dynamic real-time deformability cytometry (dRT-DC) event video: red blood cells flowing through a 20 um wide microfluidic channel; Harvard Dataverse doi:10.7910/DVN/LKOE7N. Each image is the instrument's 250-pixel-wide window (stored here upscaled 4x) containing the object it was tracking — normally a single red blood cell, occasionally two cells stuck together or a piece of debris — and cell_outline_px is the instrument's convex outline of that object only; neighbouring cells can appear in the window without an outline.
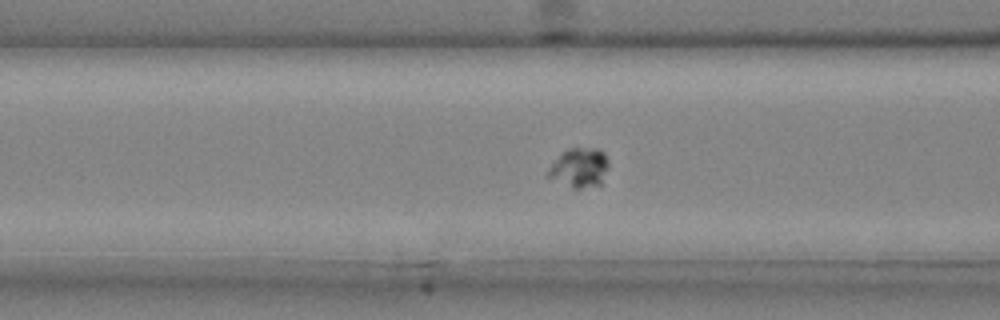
{"species": "common noctule bat (a hibernating species)", "species_latin": "Nyctalus noctula", "temperature_condition": "cold", "stored_images_in_passage": 40, "camera_frame_rate_fps": 3000, "um_per_image_px": 0.085, "animal": {"sex": "male", "body_mass_g": 20.4}, "frame": {"image": 1, "passage_image": 15, "time_ms": 4.667, "image_size_px": [1000, 320], "cell_outline_px": [[608, 168], [600, 184], [580, 188], [572, 188], [548, 176], [548, 168], [568, 148], [600, 148], [604, 152], [608, 160]], "centroid_in_image_um": [49.29, 14.24], "position_along_channel_um": 117.3, "area_um2": 13.58}}
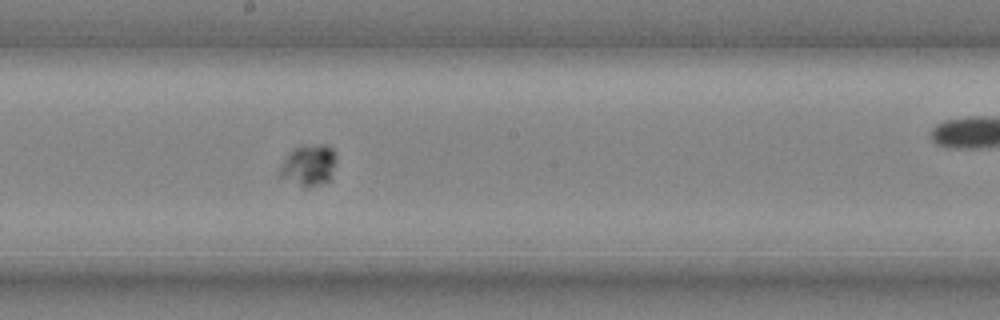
{"frame": {"image": 2, "passage_image": 22, "time_ms": 7.0, "image_size_px": [1000, 320], "cell_outline_px": [[336, 160], [332, 180], [308, 188], [304, 188], [280, 176], [280, 168], [288, 152], [304, 144], [324, 144], [332, 148], [336, 152]], "centroid_in_image_um": [26.29, 14.04], "position_along_channel_um": 221.9, "area_um2": 13.87}}
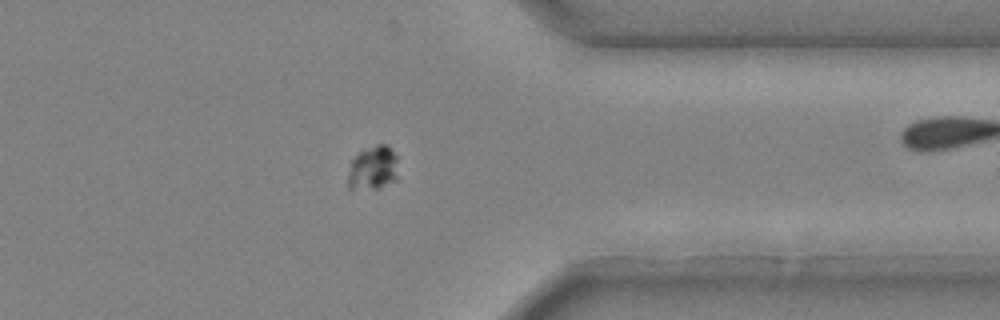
{"frame": {"image": 3, "passage_image": 33, "time_ms": 10.667, "image_size_px": [1000, 320], "cell_outline_px": [[396, 180], [380, 188], [348, 188], [348, 176], [352, 160], [360, 152], [376, 144], [384, 144], [396, 156]], "centroid_in_image_um": [31.69, 14.29], "position_along_channel_um": 379.7, "area_um2": 12.43}}